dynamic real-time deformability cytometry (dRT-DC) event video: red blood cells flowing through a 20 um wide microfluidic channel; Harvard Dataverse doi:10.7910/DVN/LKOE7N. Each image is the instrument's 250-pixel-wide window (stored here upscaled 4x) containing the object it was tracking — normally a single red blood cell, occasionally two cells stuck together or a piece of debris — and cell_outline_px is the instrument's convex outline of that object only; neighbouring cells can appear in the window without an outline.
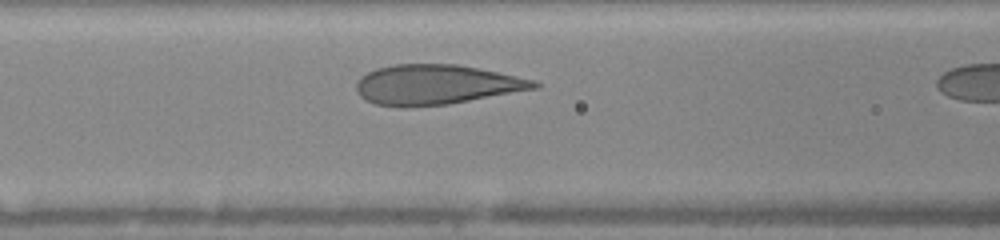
{"species": "human", "species_latin": "Homo sapiens", "temperature_condition": "warm", "stored_images_in_passage": 11, "camera_frame_rate_fps": 3000, "um_per_image_px": 0.085, "donor": {"sex": "female"}, "frame": {"image": 1, "passage_image": 7, "time_ms": 2.0, "image_size_px": [1000, 240], "cell_outline_px": [[540, 84], [536, 88], [448, 104], [404, 108], [376, 104], [360, 96], [356, 92], [356, 80], [360, 76], [376, 68], [396, 64], [456, 64], [536, 80]], "centroid_in_image_um": [37.0, 7.2], "position_along_channel_um": 129.6, "area_um2": 41.1}}
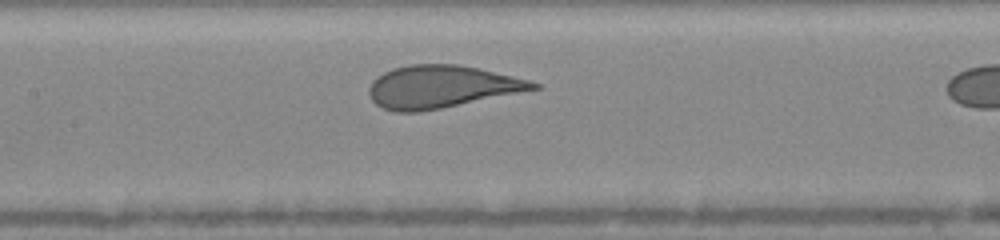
{"frame": {"image": 2, "passage_image": 10, "time_ms": 3.0, "image_size_px": [1000, 240], "cell_outline_px": [[540, 88], [440, 108], [416, 112], [396, 112], [384, 108], [376, 104], [372, 100], [368, 92], [368, 88], [372, 80], [376, 76], [392, 68], [408, 64], [456, 64], [480, 68], [528, 80], [540, 84]], "centroid_in_image_um": [37.46, 7.36], "position_along_channel_um": 169.9, "area_um2": 40.4}}